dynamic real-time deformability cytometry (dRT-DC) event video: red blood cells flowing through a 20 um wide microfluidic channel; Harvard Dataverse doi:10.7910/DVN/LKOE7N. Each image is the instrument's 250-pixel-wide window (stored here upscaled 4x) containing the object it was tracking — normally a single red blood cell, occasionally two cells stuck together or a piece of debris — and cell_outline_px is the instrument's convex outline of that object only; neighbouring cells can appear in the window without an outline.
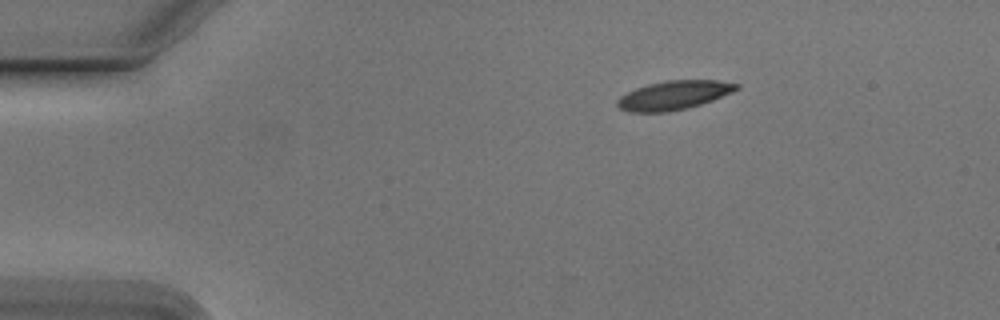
{"species": "Egyptian fruit bat (a non-hibernating species)", "species_latin": "Rousettus aegyptiacus", "temperature_condition": "cold", "stored_images_in_passage": 46, "camera_frame_rate_fps": 3000, "um_per_image_px": 0.085, "animal": {"sex": "male"}, "frame": {"image": 1, "passage_image": 1, "time_ms": 0.0, "image_size_px": [1000, 320], "cell_outline_px": [[740, 88], [732, 92], [712, 100], [688, 108], [668, 112], [628, 112], [620, 108], [616, 104], [616, 100], [620, 96], [636, 88], [648, 84], [668, 80], [716, 80], [740, 84]], "centroid_in_image_um": [57.27, 8.09], "position_along_channel_um": 27.7, "area_um2": 20.06}}
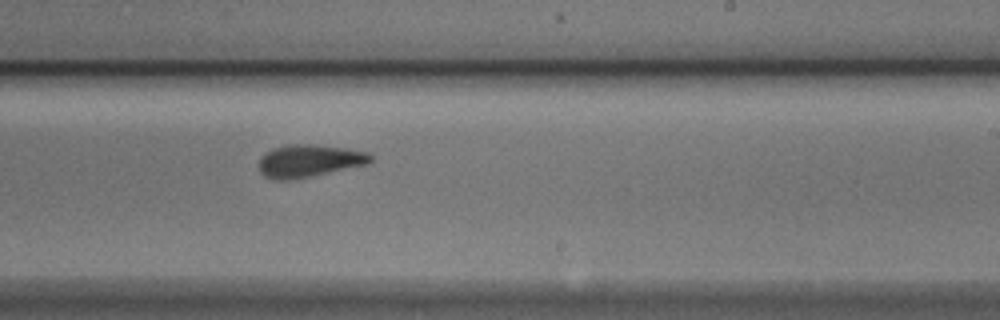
{"frame": {"image": 2, "passage_image": 25, "time_ms": 8.0, "image_size_px": [1000, 320], "cell_outline_px": [[372, 160], [368, 164], [288, 180], [276, 180], [264, 176], [260, 172], [260, 156], [264, 152], [272, 148], [288, 144], [312, 144], [344, 148], [368, 152], [372, 156]], "centroid_in_image_um": [26.24, 13.65], "position_along_channel_um": 262.8, "area_um2": 20.98}}
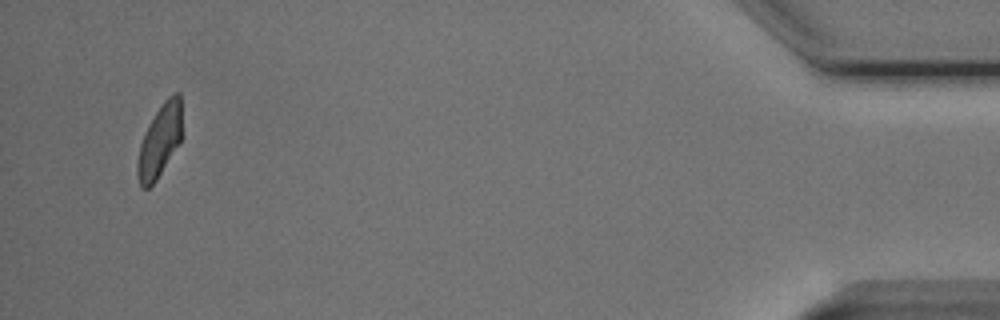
{"frame": {"image": 3, "passage_image": 44, "time_ms": 14.333, "image_size_px": [1000, 320], "cell_outline_px": [[180, 140], [156, 180], [148, 188], [140, 188], [136, 172], [136, 164], [140, 144], [156, 112], [164, 100], [172, 92], [180, 92]], "centroid_in_image_um": [13.54, 11.99], "position_along_channel_um": 421.7, "area_um2": 18.21}, "authors_computed_cell_mechanics": {"area_um2": 20.4901, "velocity_mm_per_s": 3.7636, "shape_relaxation_time_tau1_ms": 2.0967, "shape_relaxation_time_tau2_ms": 1.4899, "deformation_change_tau1": 0.1272, "deformation_change_tau2": 0.0943}}